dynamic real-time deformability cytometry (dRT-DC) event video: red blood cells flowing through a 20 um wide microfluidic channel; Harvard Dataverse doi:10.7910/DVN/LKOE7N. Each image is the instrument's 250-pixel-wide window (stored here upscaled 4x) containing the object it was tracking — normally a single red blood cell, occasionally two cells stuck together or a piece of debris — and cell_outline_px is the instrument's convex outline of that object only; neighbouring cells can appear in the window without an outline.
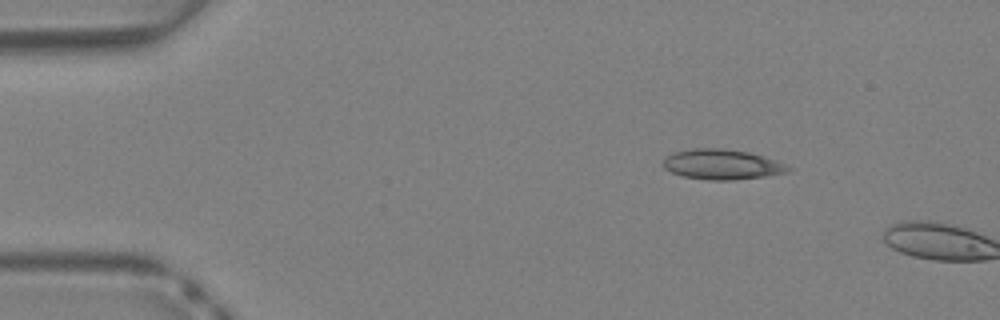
{"species": "Egyptian fruit bat (a non-hibernating species)", "species_latin": "Rousettus aegyptiacus", "temperature_condition": "warm", "stored_images_in_passage": 3, "camera_frame_rate_fps": 3000, "um_per_image_px": 0.085, "animal": {"sex": "female"}, "frame": {"image": 1, "passage_image": 1, "time_ms": 0.0, "image_size_px": [1000, 320], "cell_outline_px": [[792, 168], [788, 172], [764, 176], [732, 180], [708, 180], [684, 176], [672, 172], [664, 168], [664, 156], [672, 152], [692, 148], [724, 148], [748, 152], [764, 156], [784, 164]], "centroid_in_image_um": [61.33, 13.96], "position_along_channel_um": 23.7, "area_um2": 21.91}}